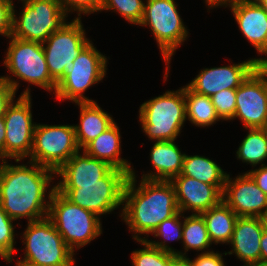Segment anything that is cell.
<instances>
[{"mask_svg": "<svg viewBox=\"0 0 267 266\" xmlns=\"http://www.w3.org/2000/svg\"><path fill=\"white\" fill-rule=\"evenodd\" d=\"M170 182L175 189L176 201L182 213L202 214L222 200V192L211 184L179 174Z\"/></svg>", "mask_w": 267, "mask_h": 266, "instance_id": "cell-17", "label": "cell"}, {"mask_svg": "<svg viewBox=\"0 0 267 266\" xmlns=\"http://www.w3.org/2000/svg\"><path fill=\"white\" fill-rule=\"evenodd\" d=\"M262 129L264 130L266 137H267V122L264 124V126L262 127Z\"/></svg>", "mask_w": 267, "mask_h": 266, "instance_id": "cell-48", "label": "cell"}, {"mask_svg": "<svg viewBox=\"0 0 267 266\" xmlns=\"http://www.w3.org/2000/svg\"><path fill=\"white\" fill-rule=\"evenodd\" d=\"M183 213L179 211L174 216L161 222L158 227L151 233L156 238H162L163 241H153L145 239L150 245L165 252L178 254V250L169 246L166 241H180L182 242L183 232Z\"/></svg>", "mask_w": 267, "mask_h": 266, "instance_id": "cell-29", "label": "cell"}, {"mask_svg": "<svg viewBox=\"0 0 267 266\" xmlns=\"http://www.w3.org/2000/svg\"><path fill=\"white\" fill-rule=\"evenodd\" d=\"M13 88L0 77V117H3L7 106L16 97Z\"/></svg>", "mask_w": 267, "mask_h": 266, "instance_id": "cell-37", "label": "cell"}, {"mask_svg": "<svg viewBox=\"0 0 267 266\" xmlns=\"http://www.w3.org/2000/svg\"><path fill=\"white\" fill-rule=\"evenodd\" d=\"M80 109L79 125H74L78 146L83 149L88 143L110 127L115 120L97 102L75 103Z\"/></svg>", "mask_w": 267, "mask_h": 266, "instance_id": "cell-23", "label": "cell"}, {"mask_svg": "<svg viewBox=\"0 0 267 266\" xmlns=\"http://www.w3.org/2000/svg\"><path fill=\"white\" fill-rule=\"evenodd\" d=\"M128 177L125 171L112 168L98 184H55V190L71 203L101 217L123 208V192Z\"/></svg>", "mask_w": 267, "mask_h": 266, "instance_id": "cell-6", "label": "cell"}, {"mask_svg": "<svg viewBox=\"0 0 267 266\" xmlns=\"http://www.w3.org/2000/svg\"><path fill=\"white\" fill-rule=\"evenodd\" d=\"M19 17L13 6L12 37L44 43L68 20L58 0H28L22 2Z\"/></svg>", "mask_w": 267, "mask_h": 266, "instance_id": "cell-9", "label": "cell"}, {"mask_svg": "<svg viewBox=\"0 0 267 266\" xmlns=\"http://www.w3.org/2000/svg\"><path fill=\"white\" fill-rule=\"evenodd\" d=\"M246 128H262L267 122V77L257 66L236 88V110Z\"/></svg>", "mask_w": 267, "mask_h": 266, "instance_id": "cell-14", "label": "cell"}, {"mask_svg": "<svg viewBox=\"0 0 267 266\" xmlns=\"http://www.w3.org/2000/svg\"><path fill=\"white\" fill-rule=\"evenodd\" d=\"M257 66V58H250L238 64L204 68L186 85L197 94L211 97L221 90L238 88Z\"/></svg>", "mask_w": 267, "mask_h": 266, "instance_id": "cell-16", "label": "cell"}, {"mask_svg": "<svg viewBox=\"0 0 267 266\" xmlns=\"http://www.w3.org/2000/svg\"><path fill=\"white\" fill-rule=\"evenodd\" d=\"M184 251H178L179 255H186L189 250L211 252L212 246L204 218L200 214L184 216L183 213V232L182 242Z\"/></svg>", "mask_w": 267, "mask_h": 266, "instance_id": "cell-27", "label": "cell"}, {"mask_svg": "<svg viewBox=\"0 0 267 266\" xmlns=\"http://www.w3.org/2000/svg\"><path fill=\"white\" fill-rule=\"evenodd\" d=\"M259 5L267 12V0H261Z\"/></svg>", "mask_w": 267, "mask_h": 266, "instance_id": "cell-44", "label": "cell"}, {"mask_svg": "<svg viewBox=\"0 0 267 266\" xmlns=\"http://www.w3.org/2000/svg\"><path fill=\"white\" fill-rule=\"evenodd\" d=\"M63 11L68 15L70 12H77L75 18L81 19V15L101 12L103 0H58Z\"/></svg>", "mask_w": 267, "mask_h": 266, "instance_id": "cell-34", "label": "cell"}, {"mask_svg": "<svg viewBox=\"0 0 267 266\" xmlns=\"http://www.w3.org/2000/svg\"><path fill=\"white\" fill-rule=\"evenodd\" d=\"M143 249L131 253L132 266H170V259L174 255L150 245L146 240H137Z\"/></svg>", "mask_w": 267, "mask_h": 266, "instance_id": "cell-31", "label": "cell"}, {"mask_svg": "<svg viewBox=\"0 0 267 266\" xmlns=\"http://www.w3.org/2000/svg\"><path fill=\"white\" fill-rule=\"evenodd\" d=\"M175 0H145L144 15L140 26H148L153 33L162 58L166 63L164 82L168 78L172 56L187 40V26L177 10Z\"/></svg>", "mask_w": 267, "mask_h": 266, "instance_id": "cell-8", "label": "cell"}, {"mask_svg": "<svg viewBox=\"0 0 267 266\" xmlns=\"http://www.w3.org/2000/svg\"><path fill=\"white\" fill-rule=\"evenodd\" d=\"M262 219H263L264 227L267 230V213L262 217Z\"/></svg>", "mask_w": 267, "mask_h": 266, "instance_id": "cell-47", "label": "cell"}, {"mask_svg": "<svg viewBox=\"0 0 267 266\" xmlns=\"http://www.w3.org/2000/svg\"><path fill=\"white\" fill-rule=\"evenodd\" d=\"M205 4L208 6V10L211 8H216V7H222L226 5L229 2L236 1V0H204Z\"/></svg>", "mask_w": 267, "mask_h": 266, "instance_id": "cell-42", "label": "cell"}, {"mask_svg": "<svg viewBox=\"0 0 267 266\" xmlns=\"http://www.w3.org/2000/svg\"><path fill=\"white\" fill-rule=\"evenodd\" d=\"M119 126L114 122L103 133L88 143L82 150L89 156L107 162L111 167L131 175L134 168L121 157V135Z\"/></svg>", "mask_w": 267, "mask_h": 266, "instance_id": "cell-21", "label": "cell"}, {"mask_svg": "<svg viewBox=\"0 0 267 266\" xmlns=\"http://www.w3.org/2000/svg\"><path fill=\"white\" fill-rule=\"evenodd\" d=\"M210 98L222 121H231L236 110V89L221 90Z\"/></svg>", "mask_w": 267, "mask_h": 266, "instance_id": "cell-33", "label": "cell"}, {"mask_svg": "<svg viewBox=\"0 0 267 266\" xmlns=\"http://www.w3.org/2000/svg\"><path fill=\"white\" fill-rule=\"evenodd\" d=\"M222 200L238 217L262 218L267 213V195L247 172L233 179L227 174Z\"/></svg>", "mask_w": 267, "mask_h": 266, "instance_id": "cell-15", "label": "cell"}, {"mask_svg": "<svg viewBox=\"0 0 267 266\" xmlns=\"http://www.w3.org/2000/svg\"><path fill=\"white\" fill-rule=\"evenodd\" d=\"M18 1H21V2H27L28 0H18Z\"/></svg>", "mask_w": 267, "mask_h": 266, "instance_id": "cell-50", "label": "cell"}, {"mask_svg": "<svg viewBox=\"0 0 267 266\" xmlns=\"http://www.w3.org/2000/svg\"><path fill=\"white\" fill-rule=\"evenodd\" d=\"M185 86L167 90L139 107V120L145 135L154 141L176 140L186 121Z\"/></svg>", "mask_w": 267, "mask_h": 266, "instance_id": "cell-3", "label": "cell"}, {"mask_svg": "<svg viewBox=\"0 0 267 266\" xmlns=\"http://www.w3.org/2000/svg\"><path fill=\"white\" fill-rule=\"evenodd\" d=\"M203 183L215 185L223 192L227 172L212 159L200 155L185 154L181 173Z\"/></svg>", "mask_w": 267, "mask_h": 266, "instance_id": "cell-25", "label": "cell"}, {"mask_svg": "<svg viewBox=\"0 0 267 266\" xmlns=\"http://www.w3.org/2000/svg\"><path fill=\"white\" fill-rule=\"evenodd\" d=\"M247 173L256 182L257 186L267 195V165H262L258 169H251Z\"/></svg>", "mask_w": 267, "mask_h": 266, "instance_id": "cell-38", "label": "cell"}, {"mask_svg": "<svg viewBox=\"0 0 267 266\" xmlns=\"http://www.w3.org/2000/svg\"><path fill=\"white\" fill-rule=\"evenodd\" d=\"M247 136L241 141L236 151L237 159L243 163L256 167L260 164L265 165L267 160V137L262 128H246Z\"/></svg>", "mask_w": 267, "mask_h": 266, "instance_id": "cell-28", "label": "cell"}, {"mask_svg": "<svg viewBox=\"0 0 267 266\" xmlns=\"http://www.w3.org/2000/svg\"><path fill=\"white\" fill-rule=\"evenodd\" d=\"M181 152L175 140L155 141L149 155L156 172L144 173L141 179L170 181L173 177L179 175L186 154Z\"/></svg>", "mask_w": 267, "mask_h": 266, "instance_id": "cell-22", "label": "cell"}, {"mask_svg": "<svg viewBox=\"0 0 267 266\" xmlns=\"http://www.w3.org/2000/svg\"><path fill=\"white\" fill-rule=\"evenodd\" d=\"M263 219L259 217H238L229 242L232 250L226 254L234 255L246 266L260 262V240L264 230Z\"/></svg>", "mask_w": 267, "mask_h": 266, "instance_id": "cell-19", "label": "cell"}, {"mask_svg": "<svg viewBox=\"0 0 267 266\" xmlns=\"http://www.w3.org/2000/svg\"><path fill=\"white\" fill-rule=\"evenodd\" d=\"M13 0H0V34L9 38L12 35Z\"/></svg>", "mask_w": 267, "mask_h": 266, "instance_id": "cell-35", "label": "cell"}, {"mask_svg": "<svg viewBox=\"0 0 267 266\" xmlns=\"http://www.w3.org/2000/svg\"><path fill=\"white\" fill-rule=\"evenodd\" d=\"M186 120L197 127H209L222 120L214 108L211 98L197 94L185 85Z\"/></svg>", "mask_w": 267, "mask_h": 266, "instance_id": "cell-26", "label": "cell"}, {"mask_svg": "<svg viewBox=\"0 0 267 266\" xmlns=\"http://www.w3.org/2000/svg\"><path fill=\"white\" fill-rule=\"evenodd\" d=\"M47 217L73 252L103 233L99 216L71 203L57 190L52 194Z\"/></svg>", "mask_w": 267, "mask_h": 266, "instance_id": "cell-5", "label": "cell"}, {"mask_svg": "<svg viewBox=\"0 0 267 266\" xmlns=\"http://www.w3.org/2000/svg\"><path fill=\"white\" fill-rule=\"evenodd\" d=\"M30 86L7 106L4 114L5 143L4 160L14 159L16 163L29 158L34 137L36 122H33ZM16 100V101H15Z\"/></svg>", "mask_w": 267, "mask_h": 266, "instance_id": "cell-13", "label": "cell"}, {"mask_svg": "<svg viewBox=\"0 0 267 266\" xmlns=\"http://www.w3.org/2000/svg\"><path fill=\"white\" fill-rule=\"evenodd\" d=\"M27 163L13 165L8 160L0 161V205L15 221L26 218L32 222L47 217L56 189V185H50L56 177L53 170L35 162Z\"/></svg>", "mask_w": 267, "mask_h": 266, "instance_id": "cell-1", "label": "cell"}, {"mask_svg": "<svg viewBox=\"0 0 267 266\" xmlns=\"http://www.w3.org/2000/svg\"><path fill=\"white\" fill-rule=\"evenodd\" d=\"M144 0H103L101 11H114L127 22L138 25L144 15Z\"/></svg>", "mask_w": 267, "mask_h": 266, "instance_id": "cell-30", "label": "cell"}, {"mask_svg": "<svg viewBox=\"0 0 267 266\" xmlns=\"http://www.w3.org/2000/svg\"><path fill=\"white\" fill-rule=\"evenodd\" d=\"M90 41L81 19L74 18L42 43L51 78L57 85L72 71L73 61Z\"/></svg>", "mask_w": 267, "mask_h": 266, "instance_id": "cell-11", "label": "cell"}, {"mask_svg": "<svg viewBox=\"0 0 267 266\" xmlns=\"http://www.w3.org/2000/svg\"><path fill=\"white\" fill-rule=\"evenodd\" d=\"M200 215L212 244L229 245L238 215L223 200Z\"/></svg>", "mask_w": 267, "mask_h": 266, "instance_id": "cell-24", "label": "cell"}, {"mask_svg": "<svg viewBox=\"0 0 267 266\" xmlns=\"http://www.w3.org/2000/svg\"><path fill=\"white\" fill-rule=\"evenodd\" d=\"M112 168L107 162L81 150L55 172L56 176L61 177L56 184H98Z\"/></svg>", "mask_w": 267, "mask_h": 266, "instance_id": "cell-20", "label": "cell"}, {"mask_svg": "<svg viewBox=\"0 0 267 266\" xmlns=\"http://www.w3.org/2000/svg\"><path fill=\"white\" fill-rule=\"evenodd\" d=\"M5 121L4 117H0V159L4 160V143H5Z\"/></svg>", "mask_w": 267, "mask_h": 266, "instance_id": "cell-41", "label": "cell"}, {"mask_svg": "<svg viewBox=\"0 0 267 266\" xmlns=\"http://www.w3.org/2000/svg\"><path fill=\"white\" fill-rule=\"evenodd\" d=\"M170 266H193V260L188 255L174 254L170 259Z\"/></svg>", "mask_w": 267, "mask_h": 266, "instance_id": "cell-39", "label": "cell"}, {"mask_svg": "<svg viewBox=\"0 0 267 266\" xmlns=\"http://www.w3.org/2000/svg\"><path fill=\"white\" fill-rule=\"evenodd\" d=\"M135 173L133 170L125 184L119 216L128 230L134 232L131 234L137 241L148 239L161 222L174 216L179 209L170 181L141 179L138 184Z\"/></svg>", "mask_w": 267, "mask_h": 266, "instance_id": "cell-2", "label": "cell"}, {"mask_svg": "<svg viewBox=\"0 0 267 266\" xmlns=\"http://www.w3.org/2000/svg\"><path fill=\"white\" fill-rule=\"evenodd\" d=\"M257 62H258V67L262 70V72L266 75L267 77V57H257Z\"/></svg>", "mask_w": 267, "mask_h": 266, "instance_id": "cell-43", "label": "cell"}, {"mask_svg": "<svg viewBox=\"0 0 267 266\" xmlns=\"http://www.w3.org/2000/svg\"><path fill=\"white\" fill-rule=\"evenodd\" d=\"M78 146L74 124L47 125L36 123L29 161L56 172L75 153Z\"/></svg>", "mask_w": 267, "mask_h": 266, "instance_id": "cell-12", "label": "cell"}, {"mask_svg": "<svg viewBox=\"0 0 267 266\" xmlns=\"http://www.w3.org/2000/svg\"><path fill=\"white\" fill-rule=\"evenodd\" d=\"M3 64L12 76H0L16 93L19 81H25L41 89L53 92L57 83L51 78L42 43L25 41L10 36ZM18 79H14L11 77ZM18 80V81H17ZM54 90V91H53Z\"/></svg>", "mask_w": 267, "mask_h": 266, "instance_id": "cell-4", "label": "cell"}, {"mask_svg": "<svg viewBox=\"0 0 267 266\" xmlns=\"http://www.w3.org/2000/svg\"><path fill=\"white\" fill-rule=\"evenodd\" d=\"M16 261V265L15 266H32V265H29V264H27V263H25V262H22V261H20V260H15Z\"/></svg>", "mask_w": 267, "mask_h": 266, "instance_id": "cell-45", "label": "cell"}, {"mask_svg": "<svg viewBox=\"0 0 267 266\" xmlns=\"http://www.w3.org/2000/svg\"><path fill=\"white\" fill-rule=\"evenodd\" d=\"M246 266H267V263L260 261V262L249 264V265H246Z\"/></svg>", "mask_w": 267, "mask_h": 266, "instance_id": "cell-46", "label": "cell"}, {"mask_svg": "<svg viewBox=\"0 0 267 266\" xmlns=\"http://www.w3.org/2000/svg\"><path fill=\"white\" fill-rule=\"evenodd\" d=\"M244 1L251 2V3H259L261 0H244Z\"/></svg>", "mask_w": 267, "mask_h": 266, "instance_id": "cell-49", "label": "cell"}, {"mask_svg": "<svg viewBox=\"0 0 267 266\" xmlns=\"http://www.w3.org/2000/svg\"><path fill=\"white\" fill-rule=\"evenodd\" d=\"M15 220L11 219L0 205V257L7 263L13 260V253L16 252L15 229L13 224ZM15 241V242H14Z\"/></svg>", "mask_w": 267, "mask_h": 266, "instance_id": "cell-32", "label": "cell"}, {"mask_svg": "<svg viewBox=\"0 0 267 266\" xmlns=\"http://www.w3.org/2000/svg\"><path fill=\"white\" fill-rule=\"evenodd\" d=\"M230 8L238 28L257 53L267 57V12L259 3L236 0L223 7Z\"/></svg>", "mask_w": 267, "mask_h": 266, "instance_id": "cell-18", "label": "cell"}, {"mask_svg": "<svg viewBox=\"0 0 267 266\" xmlns=\"http://www.w3.org/2000/svg\"><path fill=\"white\" fill-rule=\"evenodd\" d=\"M20 238L25 245L23 258L18 259L22 262L32 266L75 265V253L48 217L28 222Z\"/></svg>", "mask_w": 267, "mask_h": 266, "instance_id": "cell-7", "label": "cell"}, {"mask_svg": "<svg viewBox=\"0 0 267 266\" xmlns=\"http://www.w3.org/2000/svg\"><path fill=\"white\" fill-rule=\"evenodd\" d=\"M226 253H219L218 251H211L207 253H199L193 259V266H226L222 255Z\"/></svg>", "mask_w": 267, "mask_h": 266, "instance_id": "cell-36", "label": "cell"}, {"mask_svg": "<svg viewBox=\"0 0 267 266\" xmlns=\"http://www.w3.org/2000/svg\"><path fill=\"white\" fill-rule=\"evenodd\" d=\"M260 261L267 263V230L264 228L262 237L260 240Z\"/></svg>", "mask_w": 267, "mask_h": 266, "instance_id": "cell-40", "label": "cell"}, {"mask_svg": "<svg viewBox=\"0 0 267 266\" xmlns=\"http://www.w3.org/2000/svg\"><path fill=\"white\" fill-rule=\"evenodd\" d=\"M92 40L80 51L73 61L72 71L57 85V100L72 103L95 102L85 96V91L102 82L107 73V56L93 45Z\"/></svg>", "mask_w": 267, "mask_h": 266, "instance_id": "cell-10", "label": "cell"}]
</instances>
